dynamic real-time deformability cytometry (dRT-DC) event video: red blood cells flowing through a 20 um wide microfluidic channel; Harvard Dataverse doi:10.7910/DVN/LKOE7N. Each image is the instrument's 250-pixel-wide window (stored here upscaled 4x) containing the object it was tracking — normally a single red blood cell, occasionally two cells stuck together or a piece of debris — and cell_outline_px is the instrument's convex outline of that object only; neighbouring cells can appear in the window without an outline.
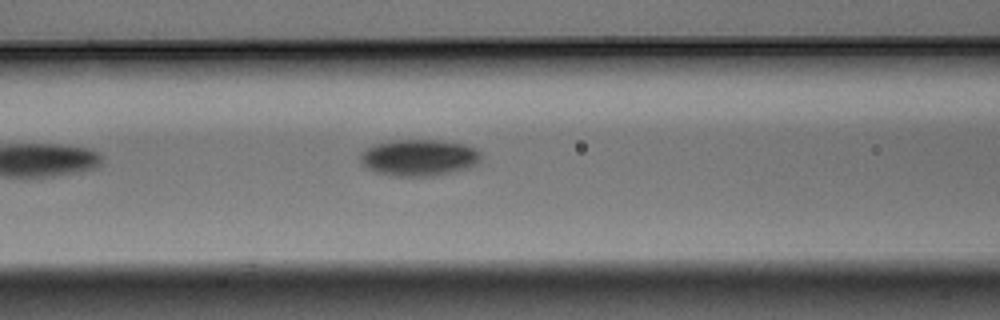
{"species": "Egyptian fruit bat (a non-hibernating species)", "species_latin": "Rousettus aegyptiacus", "temperature_condition": "warm", "stored_images_in_passage": 5, "camera_frame_rate_fps": 3000, "um_per_image_px": 0.085, "animal": {"sex": "male"}, "frame": {"image": 1, "passage_image": 5, "time_ms": 1.333, "image_size_px": [1000, 320], "cell_outline_px": [[480, 160], [476, 164], [468, 168], [452, 172], [432, 176], [392, 176], [376, 172], [368, 168], [360, 160], [360, 152], [364, 148], [376, 144], [392, 140], [444, 140], [464, 144], [480, 152]], "centroid_in_image_um": [35.59, 13.39], "position_along_channel_um": 131.0, "area_um2": 25.72}}